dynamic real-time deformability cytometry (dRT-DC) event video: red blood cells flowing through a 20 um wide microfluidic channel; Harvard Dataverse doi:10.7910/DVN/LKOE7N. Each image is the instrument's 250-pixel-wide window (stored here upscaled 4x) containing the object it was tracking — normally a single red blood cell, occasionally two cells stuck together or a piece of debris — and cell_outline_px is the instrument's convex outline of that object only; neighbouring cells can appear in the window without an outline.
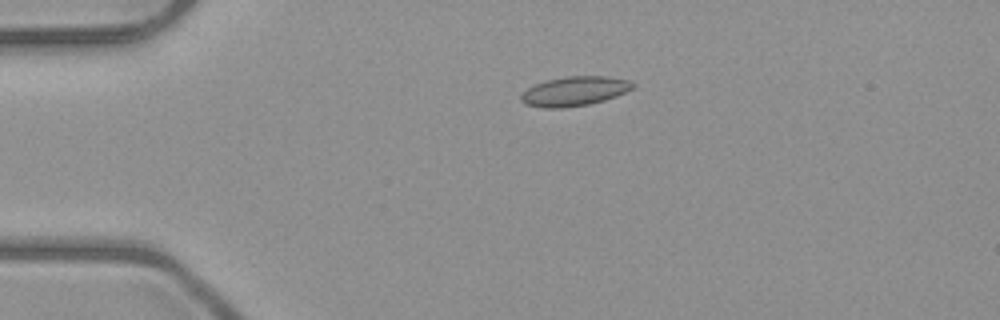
{"species": "common noctule bat (a hibernating species)", "species_latin": "Nyctalus noctula", "temperature_condition": "room temperature", "stored_images_in_passage": 4, "camera_frame_rate_fps": 3000, "um_per_image_px": 0.085, "animal": {"sex": "male", "body_mass_g": 23.1, "forearm_length_mm": 52.7}, "frame": {"image": 1, "passage_image": 3, "time_ms": 2.333, "image_size_px": [1000, 320], "cell_outline_px": [[636, 84], [632, 88], [616, 96], [604, 100], [588, 104], [564, 108], [544, 108], [524, 104], [520, 100], [520, 96], [528, 88], [536, 84], [548, 80], [568, 76], [608, 76], [628, 80]], "centroid_in_image_um": [48.82, 7.76], "position_along_channel_um": 36.2, "area_um2": 19.02}}